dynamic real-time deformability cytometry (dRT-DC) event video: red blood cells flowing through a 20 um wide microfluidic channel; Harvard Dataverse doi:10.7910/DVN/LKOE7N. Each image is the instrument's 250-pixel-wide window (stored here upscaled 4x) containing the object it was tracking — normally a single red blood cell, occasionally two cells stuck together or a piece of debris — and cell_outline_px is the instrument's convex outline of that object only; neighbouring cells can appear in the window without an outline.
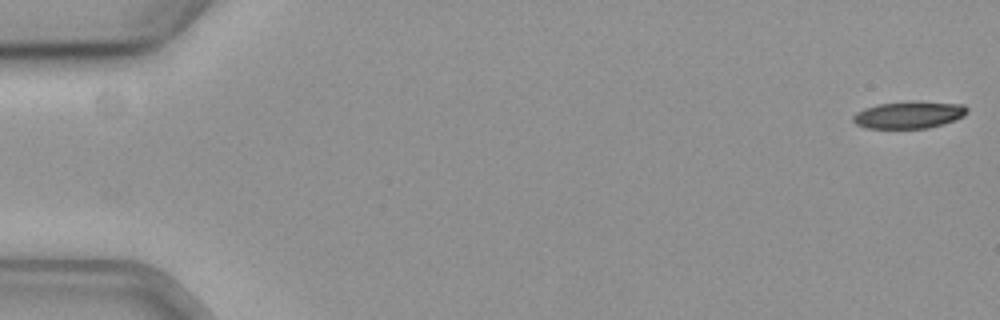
{"species": "common noctule bat (a hibernating species)", "species_latin": "Nyctalus noctula", "temperature_condition": "cold", "stored_images_in_passage": 28, "camera_frame_rate_fps": 3000, "um_per_image_px": 0.085, "animal": {"sex": "female", "body_mass_g": 19.3, "forearm_length_mm": 54.1}, "frame": {"image": 1, "passage_image": 1, "time_ms": 0.0, "image_size_px": [1000, 320], "cell_outline_px": [[968, 112], [964, 116], [944, 124], [928, 128], [864, 128], [856, 124], [852, 120], [852, 116], [856, 112], [864, 108], [880, 104], [964, 104], [968, 108]], "centroid_in_image_um": [77.22, 9.82], "position_along_channel_um": 7.8, "area_um2": 17.11}}
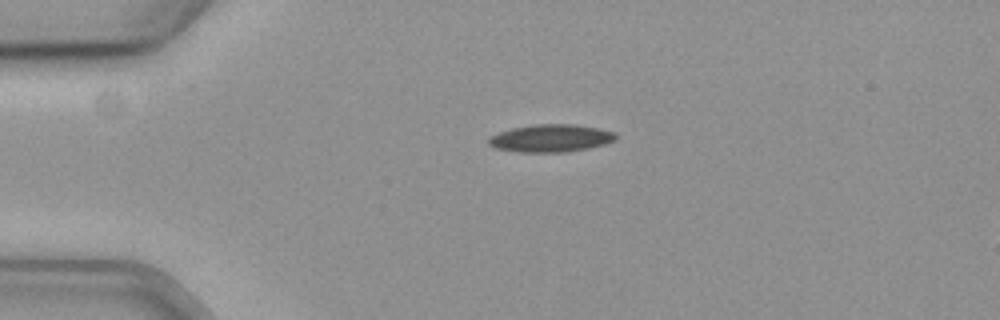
{"frame": {"image": 2, "passage_image": 14, "time_ms": 4.333, "image_size_px": [1000, 320], "cell_outline_px": [[616, 140], [604, 144], [588, 148], [568, 152], [516, 152], [496, 148], [488, 144], [488, 140], [492, 136], [500, 132], [512, 128], [536, 124], [572, 124], [596, 128], [616, 132]], "centroid_in_image_um": [46.83, 11.75], "position_along_channel_um": 38.2, "area_um2": 20.35}}
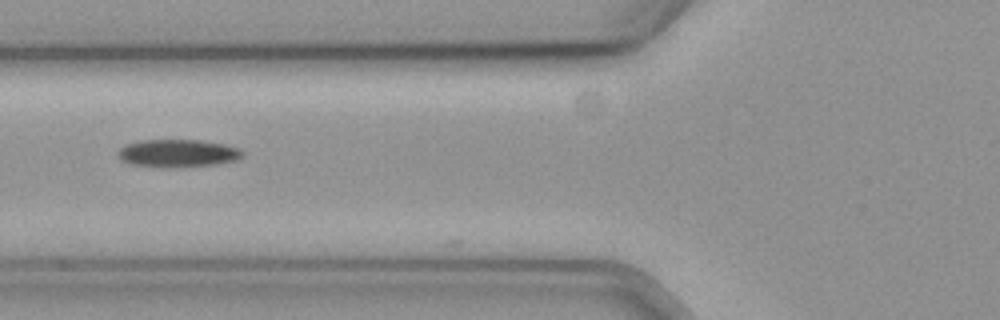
{"frame": {"image": 3, "passage_image": 23, "time_ms": 7.333, "image_size_px": [1000, 320], "cell_outline_px": [[244, 156], [236, 160], [216, 164], [132, 164], [120, 160], [116, 152], [124, 144], [140, 140], [200, 140], [224, 144], [240, 148], [244, 152]], "centroid_in_image_um": [15.13, 12.96], "position_along_channel_um": 110.7, "area_um2": 19.13}}